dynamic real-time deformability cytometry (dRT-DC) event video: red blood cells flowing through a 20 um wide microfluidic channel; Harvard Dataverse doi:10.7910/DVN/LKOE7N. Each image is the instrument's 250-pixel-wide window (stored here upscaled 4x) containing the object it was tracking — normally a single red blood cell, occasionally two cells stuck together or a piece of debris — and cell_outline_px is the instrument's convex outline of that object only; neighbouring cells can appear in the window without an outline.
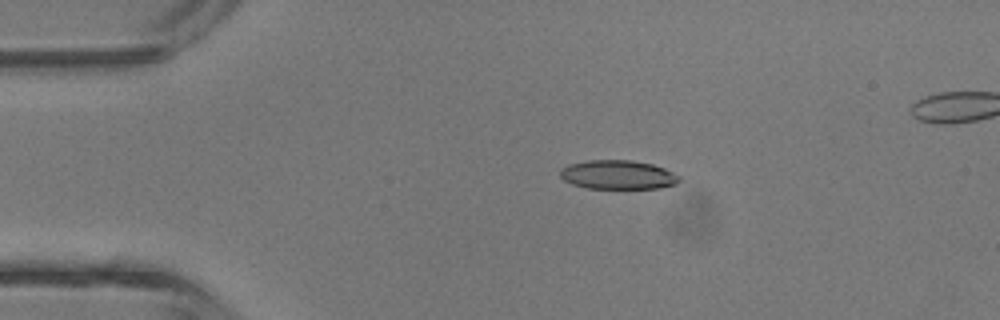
{"species": "common noctule bat (a hibernating species)", "species_latin": "Nyctalus noctula", "temperature_condition": "room temperature", "stored_images_in_passage": 4, "camera_frame_rate_fps": 3000, "um_per_image_px": 0.085, "animal": {"sex": "male", "body_mass_g": 13.3}, "frame": {"image": 1, "passage_image": 2, "time_ms": 2.0, "image_size_px": [1000, 320], "cell_outline_px": [[680, 180], [676, 184], [660, 188], [588, 188], [572, 184], [564, 180], [560, 176], [560, 168], [568, 164], [588, 160], [632, 160], [652, 164], [664, 168], [680, 176]], "centroid_in_image_um": [52.51, 14.85], "position_along_channel_um": 32.5, "area_um2": 20.17}}